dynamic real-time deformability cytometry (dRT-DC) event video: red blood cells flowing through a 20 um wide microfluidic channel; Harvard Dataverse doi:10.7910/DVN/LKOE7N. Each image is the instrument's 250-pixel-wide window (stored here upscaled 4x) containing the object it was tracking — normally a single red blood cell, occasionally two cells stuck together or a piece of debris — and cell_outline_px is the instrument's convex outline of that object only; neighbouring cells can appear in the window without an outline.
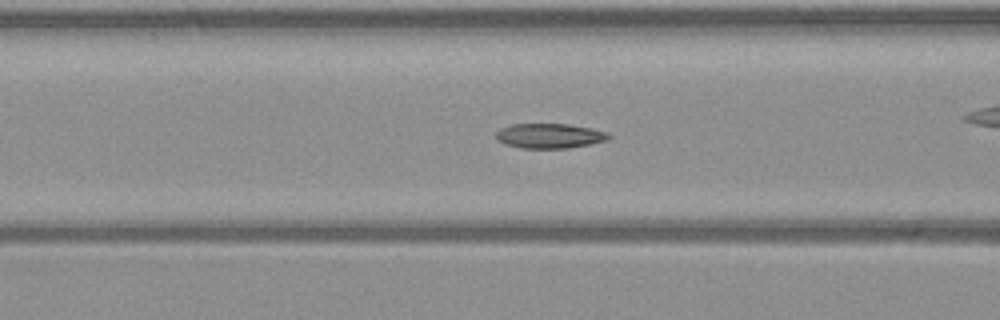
{"species": "common noctule bat (a hibernating species)", "species_latin": "Nyctalus noctula", "temperature_condition": "warm", "stored_images_in_passage": 43, "camera_frame_rate_fps": 3000, "um_per_image_px": 0.085, "animal": {"sex": "male", "body_mass_g": 23.1, "forearm_length_mm": 52.7}, "frame": {"image": 1, "passage_image": 19, "time_ms": 6.0, "image_size_px": [1000, 320], "cell_outline_px": [[612, 136], [608, 140], [568, 148], [520, 148], [504, 144], [496, 140], [496, 132], [500, 128], [512, 124], [568, 124], [592, 128], [608, 132]], "centroid_in_image_um": [46.7, 11.54], "position_along_channel_um": 119.9, "area_um2": 16.42}}
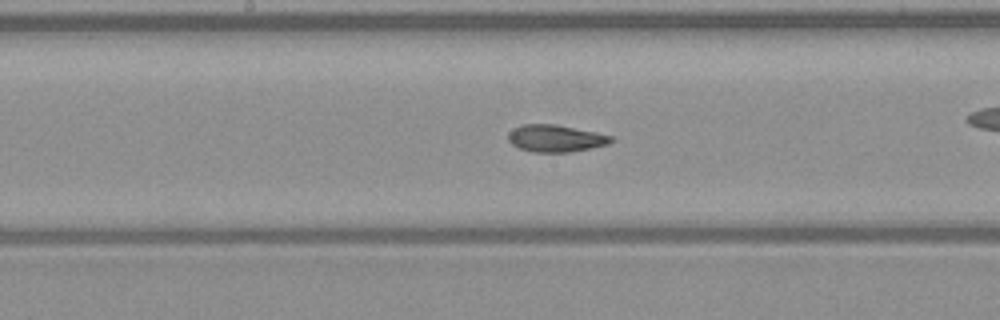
{"frame": {"image": 2, "passage_image": 25, "time_ms": 8.0, "image_size_px": [1000, 320], "cell_outline_px": [[612, 140], [608, 144], [572, 152], [532, 152], [520, 148], [512, 144], [508, 140], [508, 132], [512, 128], [520, 124], [556, 124], [596, 132], [612, 136]], "centroid_in_image_um": [47.19, 11.75], "position_along_channel_um": 201.0, "area_um2": 16.3}}
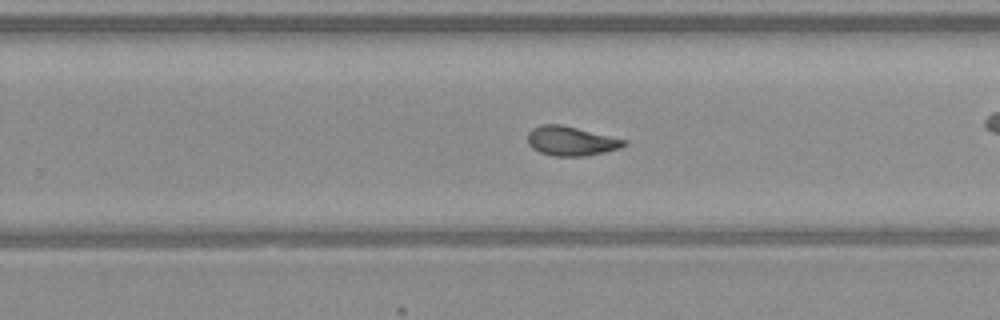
{"frame": {"image": 3, "passage_image": 31, "time_ms": 10.0, "image_size_px": [1000, 320], "cell_outline_px": [[628, 144], [620, 148], [604, 152], [584, 156], [552, 156], [540, 152], [532, 148], [528, 144], [528, 132], [532, 128], [540, 124], [560, 124], [628, 140]], "centroid_in_image_um": [48.53, 11.98], "position_along_channel_um": 281.3, "area_um2": 16.53}, "authors_computed_cell_mechanics": {"area_um2": 16.6464, "velocity_mm_per_s": 4.0396, "shape_relaxation_time_tau1_ms": null, "shape_relaxation_time_tau2_ms": 2.1161, "deformation_change_tau1": null, "deformation_change_tau2": 0.0875}}